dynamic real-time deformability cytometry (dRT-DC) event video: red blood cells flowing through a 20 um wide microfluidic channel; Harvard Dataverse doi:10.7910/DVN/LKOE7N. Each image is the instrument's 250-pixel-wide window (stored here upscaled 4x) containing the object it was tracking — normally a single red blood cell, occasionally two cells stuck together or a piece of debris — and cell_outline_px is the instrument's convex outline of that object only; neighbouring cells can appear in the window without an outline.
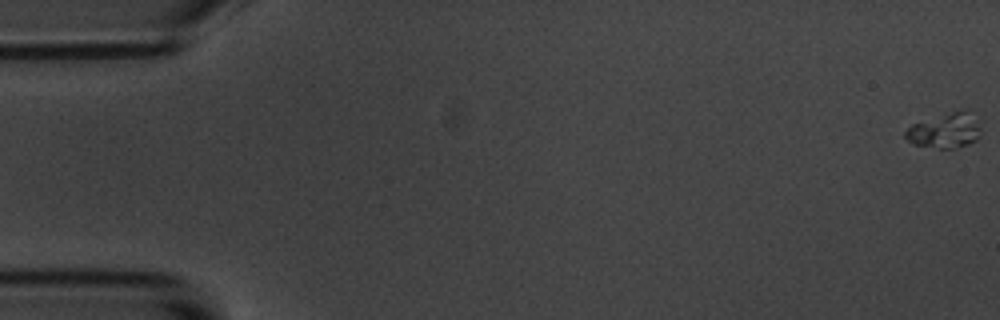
{"species": "common noctule bat (a hibernating species)", "species_latin": "Nyctalus noctula", "temperature_condition": "room temperature", "stored_images_in_passage": 6, "camera_frame_rate_fps": 3000, "um_per_image_px": 0.085, "animal": {"sex": "male", "body_mass_g": 20.1, "forearm_length_mm": 53.5}, "frame": {"image": 1, "passage_image": 1, "time_ms": 0.0, "image_size_px": [1000, 320], "cell_outline_px": [[980, 136], [976, 140], [968, 144], [956, 148], [940, 148], [912, 144], [904, 136], [904, 132], [912, 124], [952, 112], [968, 108], [980, 128]], "centroid_in_image_um": [80.33, 11.11], "position_along_channel_um": 4.7, "area_um2": 15.14}}
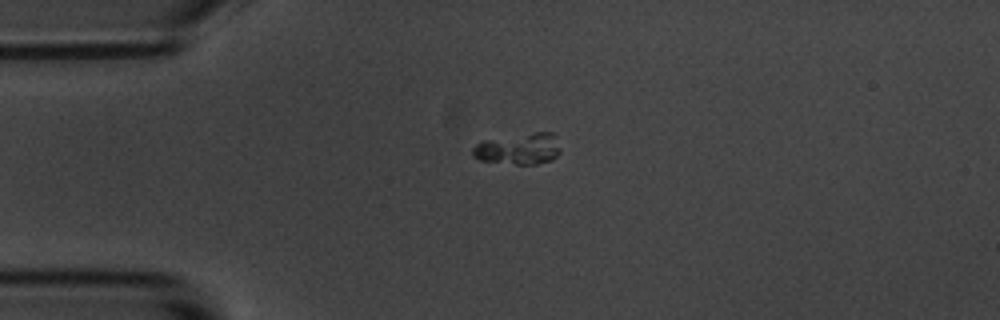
{"frame": {"image": 2, "passage_image": 5, "time_ms": 4.667, "image_size_px": [1000, 320], "cell_outline_px": [[560, 152], [552, 160], [536, 164], [516, 164], [480, 160], [472, 156], [472, 148], [476, 144], [484, 140], [536, 132], [552, 132], [556, 136], [560, 148]], "centroid_in_image_um": [44.11, 12.65], "position_along_channel_um": 40.9, "area_um2": 15.95}}